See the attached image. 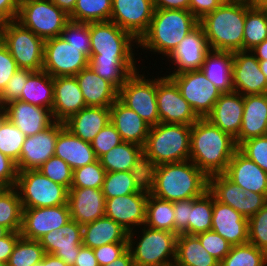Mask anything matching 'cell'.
Wrapping results in <instances>:
<instances>
[{
	"instance_id": "obj_1",
	"label": "cell",
	"mask_w": 267,
	"mask_h": 266,
	"mask_svg": "<svg viewBox=\"0 0 267 266\" xmlns=\"http://www.w3.org/2000/svg\"><path fill=\"white\" fill-rule=\"evenodd\" d=\"M237 150L235 139L206 118L192 125L189 160L207 177L225 173Z\"/></svg>"
},
{
	"instance_id": "obj_2",
	"label": "cell",
	"mask_w": 267,
	"mask_h": 266,
	"mask_svg": "<svg viewBox=\"0 0 267 266\" xmlns=\"http://www.w3.org/2000/svg\"><path fill=\"white\" fill-rule=\"evenodd\" d=\"M251 6L249 0L221 4L199 21L211 50L243 51L246 11Z\"/></svg>"
},
{
	"instance_id": "obj_3",
	"label": "cell",
	"mask_w": 267,
	"mask_h": 266,
	"mask_svg": "<svg viewBox=\"0 0 267 266\" xmlns=\"http://www.w3.org/2000/svg\"><path fill=\"white\" fill-rule=\"evenodd\" d=\"M208 191V177L190 160L157 166L151 195L166 201L201 197Z\"/></svg>"
},
{
	"instance_id": "obj_4",
	"label": "cell",
	"mask_w": 267,
	"mask_h": 266,
	"mask_svg": "<svg viewBox=\"0 0 267 266\" xmlns=\"http://www.w3.org/2000/svg\"><path fill=\"white\" fill-rule=\"evenodd\" d=\"M199 21L189 10L155 9L147 31L138 40L137 48L168 56Z\"/></svg>"
},
{
	"instance_id": "obj_5",
	"label": "cell",
	"mask_w": 267,
	"mask_h": 266,
	"mask_svg": "<svg viewBox=\"0 0 267 266\" xmlns=\"http://www.w3.org/2000/svg\"><path fill=\"white\" fill-rule=\"evenodd\" d=\"M192 126L158 123L150 127L143 151L157 164L189 160Z\"/></svg>"
},
{
	"instance_id": "obj_6",
	"label": "cell",
	"mask_w": 267,
	"mask_h": 266,
	"mask_svg": "<svg viewBox=\"0 0 267 266\" xmlns=\"http://www.w3.org/2000/svg\"><path fill=\"white\" fill-rule=\"evenodd\" d=\"M138 241L135 231L128 232V250L134 266H174L176 258L177 234L165 230H155L145 225ZM137 242V243H136ZM136 244V247H135Z\"/></svg>"
},
{
	"instance_id": "obj_7",
	"label": "cell",
	"mask_w": 267,
	"mask_h": 266,
	"mask_svg": "<svg viewBox=\"0 0 267 266\" xmlns=\"http://www.w3.org/2000/svg\"><path fill=\"white\" fill-rule=\"evenodd\" d=\"M0 40L19 69L43 70L45 40L16 20L0 24Z\"/></svg>"
},
{
	"instance_id": "obj_8",
	"label": "cell",
	"mask_w": 267,
	"mask_h": 266,
	"mask_svg": "<svg viewBox=\"0 0 267 266\" xmlns=\"http://www.w3.org/2000/svg\"><path fill=\"white\" fill-rule=\"evenodd\" d=\"M89 32V60H135L132 47L138 41L114 22H91Z\"/></svg>"
},
{
	"instance_id": "obj_9",
	"label": "cell",
	"mask_w": 267,
	"mask_h": 266,
	"mask_svg": "<svg viewBox=\"0 0 267 266\" xmlns=\"http://www.w3.org/2000/svg\"><path fill=\"white\" fill-rule=\"evenodd\" d=\"M16 21L46 40L60 36L70 18L52 0H20Z\"/></svg>"
},
{
	"instance_id": "obj_10",
	"label": "cell",
	"mask_w": 267,
	"mask_h": 266,
	"mask_svg": "<svg viewBox=\"0 0 267 266\" xmlns=\"http://www.w3.org/2000/svg\"><path fill=\"white\" fill-rule=\"evenodd\" d=\"M15 188L19 193L23 209L67 204L68 189L53 182L38 170L18 172Z\"/></svg>"
},
{
	"instance_id": "obj_11",
	"label": "cell",
	"mask_w": 267,
	"mask_h": 266,
	"mask_svg": "<svg viewBox=\"0 0 267 266\" xmlns=\"http://www.w3.org/2000/svg\"><path fill=\"white\" fill-rule=\"evenodd\" d=\"M90 47H75L61 36L45 40L43 70L50 76H75L89 66Z\"/></svg>"
},
{
	"instance_id": "obj_12",
	"label": "cell",
	"mask_w": 267,
	"mask_h": 266,
	"mask_svg": "<svg viewBox=\"0 0 267 266\" xmlns=\"http://www.w3.org/2000/svg\"><path fill=\"white\" fill-rule=\"evenodd\" d=\"M138 71L132 73L120 87L118 99L152 127L160 123L156 99L157 79H146Z\"/></svg>"
},
{
	"instance_id": "obj_13",
	"label": "cell",
	"mask_w": 267,
	"mask_h": 266,
	"mask_svg": "<svg viewBox=\"0 0 267 266\" xmlns=\"http://www.w3.org/2000/svg\"><path fill=\"white\" fill-rule=\"evenodd\" d=\"M170 78L199 118H206L222 94L202 70L171 75Z\"/></svg>"
},
{
	"instance_id": "obj_14",
	"label": "cell",
	"mask_w": 267,
	"mask_h": 266,
	"mask_svg": "<svg viewBox=\"0 0 267 266\" xmlns=\"http://www.w3.org/2000/svg\"><path fill=\"white\" fill-rule=\"evenodd\" d=\"M208 191L217 201L231 206L247 219L267 203L263 194L242 190L224 173L208 177Z\"/></svg>"
},
{
	"instance_id": "obj_15",
	"label": "cell",
	"mask_w": 267,
	"mask_h": 266,
	"mask_svg": "<svg viewBox=\"0 0 267 266\" xmlns=\"http://www.w3.org/2000/svg\"><path fill=\"white\" fill-rule=\"evenodd\" d=\"M156 99L161 123L192 126L199 119L176 83L166 75L157 77Z\"/></svg>"
},
{
	"instance_id": "obj_16",
	"label": "cell",
	"mask_w": 267,
	"mask_h": 266,
	"mask_svg": "<svg viewBox=\"0 0 267 266\" xmlns=\"http://www.w3.org/2000/svg\"><path fill=\"white\" fill-rule=\"evenodd\" d=\"M154 10V0H112L110 21L138 41L147 31Z\"/></svg>"
},
{
	"instance_id": "obj_17",
	"label": "cell",
	"mask_w": 267,
	"mask_h": 266,
	"mask_svg": "<svg viewBox=\"0 0 267 266\" xmlns=\"http://www.w3.org/2000/svg\"><path fill=\"white\" fill-rule=\"evenodd\" d=\"M70 220L68 204L23 209L20 233L25 239L38 241L45 234L61 228Z\"/></svg>"
},
{
	"instance_id": "obj_18",
	"label": "cell",
	"mask_w": 267,
	"mask_h": 266,
	"mask_svg": "<svg viewBox=\"0 0 267 266\" xmlns=\"http://www.w3.org/2000/svg\"><path fill=\"white\" fill-rule=\"evenodd\" d=\"M63 127L64 122L55 121L45 130L26 137L20 153V159L16 163L18 172L38 170L49 158L54 156L58 132Z\"/></svg>"
},
{
	"instance_id": "obj_19",
	"label": "cell",
	"mask_w": 267,
	"mask_h": 266,
	"mask_svg": "<svg viewBox=\"0 0 267 266\" xmlns=\"http://www.w3.org/2000/svg\"><path fill=\"white\" fill-rule=\"evenodd\" d=\"M210 50L204 30L198 25L167 56L168 61L171 60L176 66V71L173 70V73H169L167 77L188 71L201 70L205 57Z\"/></svg>"
},
{
	"instance_id": "obj_20",
	"label": "cell",
	"mask_w": 267,
	"mask_h": 266,
	"mask_svg": "<svg viewBox=\"0 0 267 266\" xmlns=\"http://www.w3.org/2000/svg\"><path fill=\"white\" fill-rule=\"evenodd\" d=\"M233 88L245 95L267 93V79L251 51L233 52Z\"/></svg>"
},
{
	"instance_id": "obj_21",
	"label": "cell",
	"mask_w": 267,
	"mask_h": 266,
	"mask_svg": "<svg viewBox=\"0 0 267 266\" xmlns=\"http://www.w3.org/2000/svg\"><path fill=\"white\" fill-rule=\"evenodd\" d=\"M147 200L148 194L144 192L105 199V217L113 219L128 232L133 231L134 227L145 224Z\"/></svg>"
},
{
	"instance_id": "obj_22",
	"label": "cell",
	"mask_w": 267,
	"mask_h": 266,
	"mask_svg": "<svg viewBox=\"0 0 267 266\" xmlns=\"http://www.w3.org/2000/svg\"><path fill=\"white\" fill-rule=\"evenodd\" d=\"M38 241L45 253L59 257L67 266H74L82 246V225L71 219L61 228L52 230Z\"/></svg>"
},
{
	"instance_id": "obj_23",
	"label": "cell",
	"mask_w": 267,
	"mask_h": 266,
	"mask_svg": "<svg viewBox=\"0 0 267 266\" xmlns=\"http://www.w3.org/2000/svg\"><path fill=\"white\" fill-rule=\"evenodd\" d=\"M2 110L4 116L18 127L26 137L45 130L55 122L51 109L20 100L6 104Z\"/></svg>"
},
{
	"instance_id": "obj_24",
	"label": "cell",
	"mask_w": 267,
	"mask_h": 266,
	"mask_svg": "<svg viewBox=\"0 0 267 266\" xmlns=\"http://www.w3.org/2000/svg\"><path fill=\"white\" fill-rule=\"evenodd\" d=\"M211 230L226 239L232 246L249 242L248 219L231 206L217 201L214 196Z\"/></svg>"
},
{
	"instance_id": "obj_25",
	"label": "cell",
	"mask_w": 267,
	"mask_h": 266,
	"mask_svg": "<svg viewBox=\"0 0 267 266\" xmlns=\"http://www.w3.org/2000/svg\"><path fill=\"white\" fill-rule=\"evenodd\" d=\"M244 96L238 92L222 93L206 119L234 139L242 126Z\"/></svg>"
},
{
	"instance_id": "obj_26",
	"label": "cell",
	"mask_w": 267,
	"mask_h": 266,
	"mask_svg": "<svg viewBox=\"0 0 267 266\" xmlns=\"http://www.w3.org/2000/svg\"><path fill=\"white\" fill-rule=\"evenodd\" d=\"M67 204L71 219L82 226L105 217V198L101 189L70 188Z\"/></svg>"
},
{
	"instance_id": "obj_27",
	"label": "cell",
	"mask_w": 267,
	"mask_h": 266,
	"mask_svg": "<svg viewBox=\"0 0 267 266\" xmlns=\"http://www.w3.org/2000/svg\"><path fill=\"white\" fill-rule=\"evenodd\" d=\"M224 174L242 190L267 198V173L239 150L232 156Z\"/></svg>"
},
{
	"instance_id": "obj_28",
	"label": "cell",
	"mask_w": 267,
	"mask_h": 266,
	"mask_svg": "<svg viewBox=\"0 0 267 266\" xmlns=\"http://www.w3.org/2000/svg\"><path fill=\"white\" fill-rule=\"evenodd\" d=\"M52 115L57 122L66 121L71 115L86 107L75 76L54 77Z\"/></svg>"
},
{
	"instance_id": "obj_29",
	"label": "cell",
	"mask_w": 267,
	"mask_h": 266,
	"mask_svg": "<svg viewBox=\"0 0 267 266\" xmlns=\"http://www.w3.org/2000/svg\"><path fill=\"white\" fill-rule=\"evenodd\" d=\"M110 122L121 135L123 142L144 146L150 126L135 111L119 99L110 107Z\"/></svg>"
},
{
	"instance_id": "obj_30",
	"label": "cell",
	"mask_w": 267,
	"mask_h": 266,
	"mask_svg": "<svg viewBox=\"0 0 267 266\" xmlns=\"http://www.w3.org/2000/svg\"><path fill=\"white\" fill-rule=\"evenodd\" d=\"M267 135V93L244 96L242 126L237 146L251 138Z\"/></svg>"
},
{
	"instance_id": "obj_31",
	"label": "cell",
	"mask_w": 267,
	"mask_h": 266,
	"mask_svg": "<svg viewBox=\"0 0 267 266\" xmlns=\"http://www.w3.org/2000/svg\"><path fill=\"white\" fill-rule=\"evenodd\" d=\"M82 91L86 106L110 107L117 99L119 91L101 78L90 66L75 75Z\"/></svg>"
},
{
	"instance_id": "obj_32",
	"label": "cell",
	"mask_w": 267,
	"mask_h": 266,
	"mask_svg": "<svg viewBox=\"0 0 267 266\" xmlns=\"http://www.w3.org/2000/svg\"><path fill=\"white\" fill-rule=\"evenodd\" d=\"M109 122V107L86 106L64 121V126L73 135L91 143L100 130Z\"/></svg>"
},
{
	"instance_id": "obj_33",
	"label": "cell",
	"mask_w": 267,
	"mask_h": 266,
	"mask_svg": "<svg viewBox=\"0 0 267 266\" xmlns=\"http://www.w3.org/2000/svg\"><path fill=\"white\" fill-rule=\"evenodd\" d=\"M54 155L65 161L72 170L98 160L91 143L73 135L65 126L58 132Z\"/></svg>"
},
{
	"instance_id": "obj_34",
	"label": "cell",
	"mask_w": 267,
	"mask_h": 266,
	"mask_svg": "<svg viewBox=\"0 0 267 266\" xmlns=\"http://www.w3.org/2000/svg\"><path fill=\"white\" fill-rule=\"evenodd\" d=\"M111 243H128V231L113 219L102 217L82 226V245L91 249Z\"/></svg>"
},
{
	"instance_id": "obj_35",
	"label": "cell",
	"mask_w": 267,
	"mask_h": 266,
	"mask_svg": "<svg viewBox=\"0 0 267 266\" xmlns=\"http://www.w3.org/2000/svg\"><path fill=\"white\" fill-rule=\"evenodd\" d=\"M201 70L205 76L222 92L230 93L233 88V52L210 50Z\"/></svg>"
},
{
	"instance_id": "obj_36",
	"label": "cell",
	"mask_w": 267,
	"mask_h": 266,
	"mask_svg": "<svg viewBox=\"0 0 267 266\" xmlns=\"http://www.w3.org/2000/svg\"><path fill=\"white\" fill-rule=\"evenodd\" d=\"M174 266H220V262L205 250L196 235L179 234Z\"/></svg>"
},
{
	"instance_id": "obj_37",
	"label": "cell",
	"mask_w": 267,
	"mask_h": 266,
	"mask_svg": "<svg viewBox=\"0 0 267 266\" xmlns=\"http://www.w3.org/2000/svg\"><path fill=\"white\" fill-rule=\"evenodd\" d=\"M53 99V77L44 70L34 71L24 84L20 101L52 109Z\"/></svg>"
},
{
	"instance_id": "obj_38",
	"label": "cell",
	"mask_w": 267,
	"mask_h": 266,
	"mask_svg": "<svg viewBox=\"0 0 267 266\" xmlns=\"http://www.w3.org/2000/svg\"><path fill=\"white\" fill-rule=\"evenodd\" d=\"M137 60H89V66L104 80L110 82L118 91L127 78L139 70Z\"/></svg>"
},
{
	"instance_id": "obj_39",
	"label": "cell",
	"mask_w": 267,
	"mask_h": 266,
	"mask_svg": "<svg viewBox=\"0 0 267 266\" xmlns=\"http://www.w3.org/2000/svg\"><path fill=\"white\" fill-rule=\"evenodd\" d=\"M142 151L143 147L137 144L122 142L101 156L99 160L106 172L131 171Z\"/></svg>"
},
{
	"instance_id": "obj_40",
	"label": "cell",
	"mask_w": 267,
	"mask_h": 266,
	"mask_svg": "<svg viewBox=\"0 0 267 266\" xmlns=\"http://www.w3.org/2000/svg\"><path fill=\"white\" fill-rule=\"evenodd\" d=\"M173 202L148 194L145 226L175 233Z\"/></svg>"
},
{
	"instance_id": "obj_41",
	"label": "cell",
	"mask_w": 267,
	"mask_h": 266,
	"mask_svg": "<svg viewBox=\"0 0 267 266\" xmlns=\"http://www.w3.org/2000/svg\"><path fill=\"white\" fill-rule=\"evenodd\" d=\"M22 217L23 207L17 189L0 188V226L11 232H20Z\"/></svg>"
},
{
	"instance_id": "obj_42",
	"label": "cell",
	"mask_w": 267,
	"mask_h": 266,
	"mask_svg": "<svg viewBox=\"0 0 267 266\" xmlns=\"http://www.w3.org/2000/svg\"><path fill=\"white\" fill-rule=\"evenodd\" d=\"M267 39V14L263 8L251 6L246 11L243 51H251Z\"/></svg>"
},
{
	"instance_id": "obj_43",
	"label": "cell",
	"mask_w": 267,
	"mask_h": 266,
	"mask_svg": "<svg viewBox=\"0 0 267 266\" xmlns=\"http://www.w3.org/2000/svg\"><path fill=\"white\" fill-rule=\"evenodd\" d=\"M112 0H77L70 21L91 23L110 21Z\"/></svg>"
},
{
	"instance_id": "obj_44",
	"label": "cell",
	"mask_w": 267,
	"mask_h": 266,
	"mask_svg": "<svg viewBox=\"0 0 267 266\" xmlns=\"http://www.w3.org/2000/svg\"><path fill=\"white\" fill-rule=\"evenodd\" d=\"M213 216V195L206 191L190 202V235L211 231Z\"/></svg>"
},
{
	"instance_id": "obj_45",
	"label": "cell",
	"mask_w": 267,
	"mask_h": 266,
	"mask_svg": "<svg viewBox=\"0 0 267 266\" xmlns=\"http://www.w3.org/2000/svg\"><path fill=\"white\" fill-rule=\"evenodd\" d=\"M220 266H267V253L249 242L233 245Z\"/></svg>"
},
{
	"instance_id": "obj_46",
	"label": "cell",
	"mask_w": 267,
	"mask_h": 266,
	"mask_svg": "<svg viewBox=\"0 0 267 266\" xmlns=\"http://www.w3.org/2000/svg\"><path fill=\"white\" fill-rule=\"evenodd\" d=\"M26 136L6 116L0 119V152L14 162L20 159V153Z\"/></svg>"
},
{
	"instance_id": "obj_47",
	"label": "cell",
	"mask_w": 267,
	"mask_h": 266,
	"mask_svg": "<svg viewBox=\"0 0 267 266\" xmlns=\"http://www.w3.org/2000/svg\"><path fill=\"white\" fill-rule=\"evenodd\" d=\"M45 255L39 241L21 237L14 247L7 266H34L41 262Z\"/></svg>"
},
{
	"instance_id": "obj_48",
	"label": "cell",
	"mask_w": 267,
	"mask_h": 266,
	"mask_svg": "<svg viewBox=\"0 0 267 266\" xmlns=\"http://www.w3.org/2000/svg\"><path fill=\"white\" fill-rule=\"evenodd\" d=\"M157 166L144 151L136 158L130 172L139 191L151 194L154 188Z\"/></svg>"
},
{
	"instance_id": "obj_49",
	"label": "cell",
	"mask_w": 267,
	"mask_h": 266,
	"mask_svg": "<svg viewBox=\"0 0 267 266\" xmlns=\"http://www.w3.org/2000/svg\"><path fill=\"white\" fill-rule=\"evenodd\" d=\"M101 190L105 199L141 192L136 188L130 171L106 172Z\"/></svg>"
},
{
	"instance_id": "obj_50",
	"label": "cell",
	"mask_w": 267,
	"mask_h": 266,
	"mask_svg": "<svg viewBox=\"0 0 267 266\" xmlns=\"http://www.w3.org/2000/svg\"><path fill=\"white\" fill-rule=\"evenodd\" d=\"M106 171L100 160L73 170L71 188H96L101 189Z\"/></svg>"
},
{
	"instance_id": "obj_51",
	"label": "cell",
	"mask_w": 267,
	"mask_h": 266,
	"mask_svg": "<svg viewBox=\"0 0 267 266\" xmlns=\"http://www.w3.org/2000/svg\"><path fill=\"white\" fill-rule=\"evenodd\" d=\"M38 171L48 177L53 182L65 186L68 190L71 188L73 170L61 158L55 155L49 158Z\"/></svg>"
},
{
	"instance_id": "obj_52",
	"label": "cell",
	"mask_w": 267,
	"mask_h": 266,
	"mask_svg": "<svg viewBox=\"0 0 267 266\" xmlns=\"http://www.w3.org/2000/svg\"><path fill=\"white\" fill-rule=\"evenodd\" d=\"M249 243L267 253V203L248 219Z\"/></svg>"
},
{
	"instance_id": "obj_53",
	"label": "cell",
	"mask_w": 267,
	"mask_h": 266,
	"mask_svg": "<svg viewBox=\"0 0 267 266\" xmlns=\"http://www.w3.org/2000/svg\"><path fill=\"white\" fill-rule=\"evenodd\" d=\"M238 150L267 173V135L243 141Z\"/></svg>"
},
{
	"instance_id": "obj_54",
	"label": "cell",
	"mask_w": 267,
	"mask_h": 266,
	"mask_svg": "<svg viewBox=\"0 0 267 266\" xmlns=\"http://www.w3.org/2000/svg\"><path fill=\"white\" fill-rule=\"evenodd\" d=\"M123 142L121 135L116 130L111 122L100 130L96 137L91 142L93 151L99 159L105 153L109 152L115 146Z\"/></svg>"
},
{
	"instance_id": "obj_55",
	"label": "cell",
	"mask_w": 267,
	"mask_h": 266,
	"mask_svg": "<svg viewBox=\"0 0 267 266\" xmlns=\"http://www.w3.org/2000/svg\"><path fill=\"white\" fill-rule=\"evenodd\" d=\"M34 71L28 69H18L8 81L5 89L0 94V108L6 104L20 100L24 84Z\"/></svg>"
},
{
	"instance_id": "obj_56",
	"label": "cell",
	"mask_w": 267,
	"mask_h": 266,
	"mask_svg": "<svg viewBox=\"0 0 267 266\" xmlns=\"http://www.w3.org/2000/svg\"><path fill=\"white\" fill-rule=\"evenodd\" d=\"M205 250L219 262L230 252L231 244L214 231H206L196 235Z\"/></svg>"
},
{
	"instance_id": "obj_57",
	"label": "cell",
	"mask_w": 267,
	"mask_h": 266,
	"mask_svg": "<svg viewBox=\"0 0 267 266\" xmlns=\"http://www.w3.org/2000/svg\"><path fill=\"white\" fill-rule=\"evenodd\" d=\"M60 36L75 47H90L89 23L70 21Z\"/></svg>"
},
{
	"instance_id": "obj_58",
	"label": "cell",
	"mask_w": 267,
	"mask_h": 266,
	"mask_svg": "<svg viewBox=\"0 0 267 266\" xmlns=\"http://www.w3.org/2000/svg\"><path fill=\"white\" fill-rule=\"evenodd\" d=\"M193 199H185L173 202L175 233L190 235V202Z\"/></svg>"
},
{
	"instance_id": "obj_59",
	"label": "cell",
	"mask_w": 267,
	"mask_h": 266,
	"mask_svg": "<svg viewBox=\"0 0 267 266\" xmlns=\"http://www.w3.org/2000/svg\"><path fill=\"white\" fill-rule=\"evenodd\" d=\"M128 250V243H111L93 249L99 266L111 264Z\"/></svg>"
},
{
	"instance_id": "obj_60",
	"label": "cell",
	"mask_w": 267,
	"mask_h": 266,
	"mask_svg": "<svg viewBox=\"0 0 267 266\" xmlns=\"http://www.w3.org/2000/svg\"><path fill=\"white\" fill-rule=\"evenodd\" d=\"M18 69L16 61L0 40V94Z\"/></svg>"
},
{
	"instance_id": "obj_61",
	"label": "cell",
	"mask_w": 267,
	"mask_h": 266,
	"mask_svg": "<svg viewBox=\"0 0 267 266\" xmlns=\"http://www.w3.org/2000/svg\"><path fill=\"white\" fill-rule=\"evenodd\" d=\"M18 169L16 162L0 152V188H13L16 185Z\"/></svg>"
},
{
	"instance_id": "obj_62",
	"label": "cell",
	"mask_w": 267,
	"mask_h": 266,
	"mask_svg": "<svg viewBox=\"0 0 267 266\" xmlns=\"http://www.w3.org/2000/svg\"><path fill=\"white\" fill-rule=\"evenodd\" d=\"M221 4L219 0H190L189 11L200 21L204 16L217 9Z\"/></svg>"
},
{
	"instance_id": "obj_63",
	"label": "cell",
	"mask_w": 267,
	"mask_h": 266,
	"mask_svg": "<svg viewBox=\"0 0 267 266\" xmlns=\"http://www.w3.org/2000/svg\"><path fill=\"white\" fill-rule=\"evenodd\" d=\"M20 232H10L7 236L0 239V261L7 263L9 257L16 246L17 241L21 238Z\"/></svg>"
},
{
	"instance_id": "obj_64",
	"label": "cell",
	"mask_w": 267,
	"mask_h": 266,
	"mask_svg": "<svg viewBox=\"0 0 267 266\" xmlns=\"http://www.w3.org/2000/svg\"><path fill=\"white\" fill-rule=\"evenodd\" d=\"M20 0H0V24L16 20Z\"/></svg>"
},
{
	"instance_id": "obj_65",
	"label": "cell",
	"mask_w": 267,
	"mask_h": 266,
	"mask_svg": "<svg viewBox=\"0 0 267 266\" xmlns=\"http://www.w3.org/2000/svg\"><path fill=\"white\" fill-rule=\"evenodd\" d=\"M74 266H99L93 249L82 245L74 262Z\"/></svg>"
},
{
	"instance_id": "obj_66",
	"label": "cell",
	"mask_w": 267,
	"mask_h": 266,
	"mask_svg": "<svg viewBox=\"0 0 267 266\" xmlns=\"http://www.w3.org/2000/svg\"><path fill=\"white\" fill-rule=\"evenodd\" d=\"M190 0H154L155 9L189 10Z\"/></svg>"
},
{
	"instance_id": "obj_67",
	"label": "cell",
	"mask_w": 267,
	"mask_h": 266,
	"mask_svg": "<svg viewBox=\"0 0 267 266\" xmlns=\"http://www.w3.org/2000/svg\"><path fill=\"white\" fill-rule=\"evenodd\" d=\"M34 266H67V264L59 257H56L53 254L45 253L42 261Z\"/></svg>"
},
{
	"instance_id": "obj_68",
	"label": "cell",
	"mask_w": 267,
	"mask_h": 266,
	"mask_svg": "<svg viewBox=\"0 0 267 266\" xmlns=\"http://www.w3.org/2000/svg\"><path fill=\"white\" fill-rule=\"evenodd\" d=\"M104 266H134V263L130 251L127 250L122 256L117 258L111 264Z\"/></svg>"
},
{
	"instance_id": "obj_69",
	"label": "cell",
	"mask_w": 267,
	"mask_h": 266,
	"mask_svg": "<svg viewBox=\"0 0 267 266\" xmlns=\"http://www.w3.org/2000/svg\"><path fill=\"white\" fill-rule=\"evenodd\" d=\"M61 10L65 11L70 15L74 8L77 0H52Z\"/></svg>"
},
{
	"instance_id": "obj_70",
	"label": "cell",
	"mask_w": 267,
	"mask_h": 266,
	"mask_svg": "<svg viewBox=\"0 0 267 266\" xmlns=\"http://www.w3.org/2000/svg\"><path fill=\"white\" fill-rule=\"evenodd\" d=\"M258 60H267V39L251 50Z\"/></svg>"
},
{
	"instance_id": "obj_71",
	"label": "cell",
	"mask_w": 267,
	"mask_h": 266,
	"mask_svg": "<svg viewBox=\"0 0 267 266\" xmlns=\"http://www.w3.org/2000/svg\"><path fill=\"white\" fill-rule=\"evenodd\" d=\"M253 6L263 8L267 6V0H249Z\"/></svg>"
},
{
	"instance_id": "obj_72",
	"label": "cell",
	"mask_w": 267,
	"mask_h": 266,
	"mask_svg": "<svg viewBox=\"0 0 267 266\" xmlns=\"http://www.w3.org/2000/svg\"><path fill=\"white\" fill-rule=\"evenodd\" d=\"M261 71L264 73L267 79V60H259Z\"/></svg>"
},
{
	"instance_id": "obj_73",
	"label": "cell",
	"mask_w": 267,
	"mask_h": 266,
	"mask_svg": "<svg viewBox=\"0 0 267 266\" xmlns=\"http://www.w3.org/2000/svg\"><path fill=\"white\" fill-rule=\"evenodd\" d=\"M11 231L4 227V226H0V239L7 236Z\"/></svg>"
},
{
	"instance_id": "obj_74",
	"label": "cell",
	"mask_w": 267,
	"mask_h": 266,
	"mask_svg": "<svg viewBox=\"0 0 267 266\" xmlns=\"http://www.w3.org/2000/svg\"><path fill=\"white\" fill-rule=\"evenodd\" d=\"M222 4H225V3H230V2H233V1H236V0H219Z\"/></svg>"
},
{
	"instance_id": "obj_75",
	"label": "cell",
	"mask_w": 267,
	"mask_h": 266,
	"mask_svg": "<svg viewBox=\"0 0 267 266\" xmlns=\"http://www.w3.org/2000/svg\"><path fill=\"white\" fill-rule=\"evenodd\" d=\"M4 116L3 110L0 108V119Z\"/></svg>"
},
{
	"instance_id": "obj_76",
	"label": "cell",
	"mask_w": 267,
	"mask_h": 266,
	"mask_svg": "<svg viewBox=\"0 0 267 266\" xmlns=\"http://www.w3.org/2000/svg\"><path fill=\"white\" fill-rule=\"evenodd\" d=\"M0 266H7V263H4V262L0 261Z\"/></svg>"
},
{
	"instance_id": "obj_77",
	"label": "cell",
	"mask_w": 267,
	"mask_h": 266,
	"mask_svg": "<svg viewBox=\"0 0 267 266\" xmlns=\"http://www.w3.org/2000/svg\"><path fill=\"white\" fill-rule=\"evenodd\" d=\"M263 9L265 10V12L267 14V6L263 7Z\"/></svg>"
}]
</instances>
